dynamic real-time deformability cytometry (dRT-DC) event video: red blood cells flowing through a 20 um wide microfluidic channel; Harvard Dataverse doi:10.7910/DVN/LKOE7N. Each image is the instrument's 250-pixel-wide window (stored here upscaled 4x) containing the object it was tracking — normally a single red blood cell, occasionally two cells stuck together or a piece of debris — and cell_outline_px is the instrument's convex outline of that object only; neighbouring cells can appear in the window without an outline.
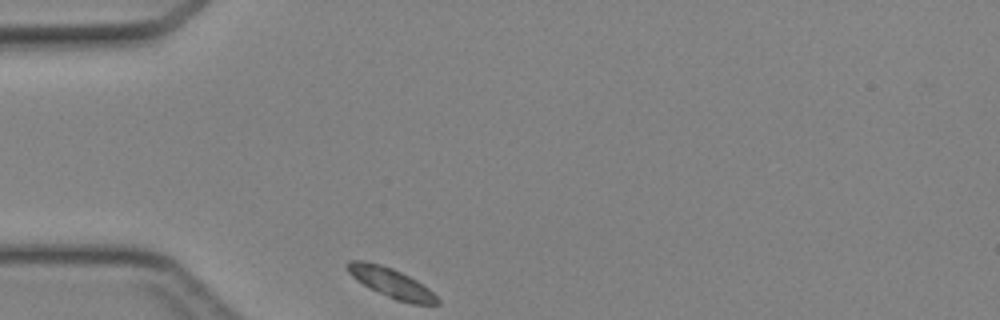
{"species": "Egyptian fruit bat (a non-hibernating species)", "species_latin": "Rousettus aegyptiacus", "temperature_condition": "cold", "stored_images_in_passage": 35, "camera_frame_rate_fps": 3000, "um_per_image_px": 0.085, "animal": {"sex": "female"}, "frame": {"image": 1, "passage_image": 1, "time_ms": 0.0, "image_size_px": [1000, 320], "cell_outline_px": [[440, 304], [412, 304], [396, 300], [356, 280], [348, 272], [344, 264], [348, 260], [364, 260], [380, 264], [392, 268], [416, 280], [428, 288], [440, 300]], "centroid_in_image_um": [33.23, 24.02], "position_along_channel_um": 51.8, "area_um2": 15.32}}
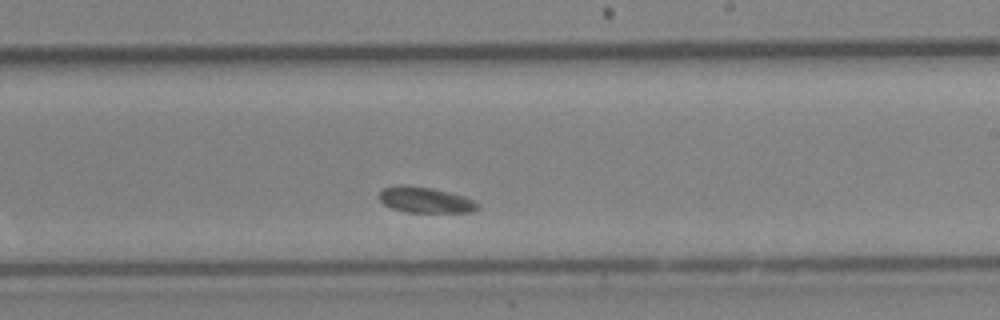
{"frame": {"image": 2, "passage_image": 19, "time_ms": 6.0, "image_size_px": [1000, 320], "cell_outline_px": [[480, 208], [476, 212], [404, 212], [392, 208], [384, 204], [376, 196], [384, 188], [396, 184], [432, 188], [464, 196], [480, 204]], "centroid_in_image_um": [36.15, 17.0], "position_along_channel_um": 252.9, "area_um2": 14.91}}
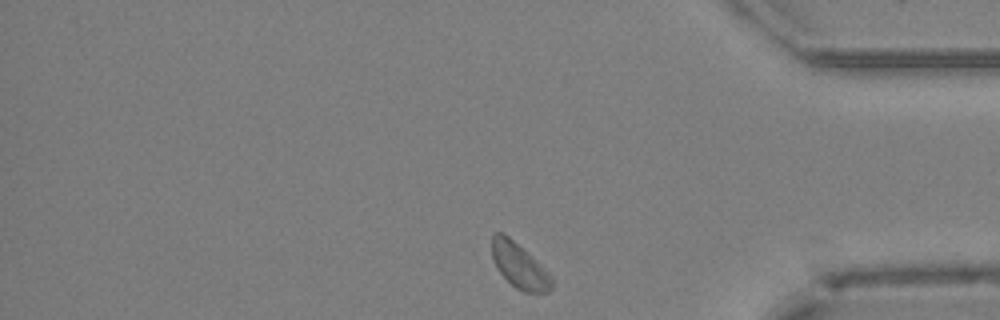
{"frame": {"image": 3, "passage_image": 33, "time_ms": 10.667, "image_size_px": [1000, 320], "cell_outline_px": [[552, 288], [548, 292], [524, 292], [516, 288], [496, 268], [492, 256], [492, 232], [500, 232], [508, 236], [532, 256], [552, 276]], "centroid_in_image_um": [44.13, 22.58], "position_along_channel_um": 391.1, "area_um2": 15.49}}